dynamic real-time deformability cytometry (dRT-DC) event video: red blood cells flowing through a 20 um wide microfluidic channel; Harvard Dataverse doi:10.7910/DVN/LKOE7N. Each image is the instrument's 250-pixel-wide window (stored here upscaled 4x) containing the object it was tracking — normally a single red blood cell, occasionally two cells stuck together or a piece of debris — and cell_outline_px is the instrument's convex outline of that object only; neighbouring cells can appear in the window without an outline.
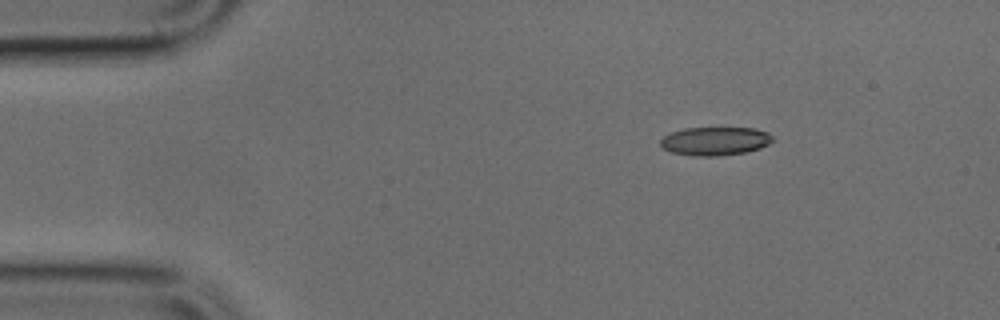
{"species": "common noctule bat (a hibernating species)", "species_latin": "Nyctalus noctula", "temperature_condition": "cold", "stored_images_in_passage": 3, "camera_frame_rate_fps": 3000, "um_per_image_px": 0.085, "animal": {"sex": "male", "body_mass_g": 17.9, "forearm_length_mm": 54.2}, "frame": {"image": 1, "passage_image": 1, "time_ms": 0.0, "image_size_px": [1000, 320], "cell_outline_px": [[772, 140], [768, 144], [760, 148], [744, 152], [716, 156], [696, 156], [672, 152], [664, 148], [660, 144], [660, 140], [664, 136], [672, 132], [684, 128], [756, 128], [768, 132], [772, 136]], "centroid_in_image_um": [60.78, 11.98], "position_along_channel_um": 24.2, "area_um2": 18.44}}
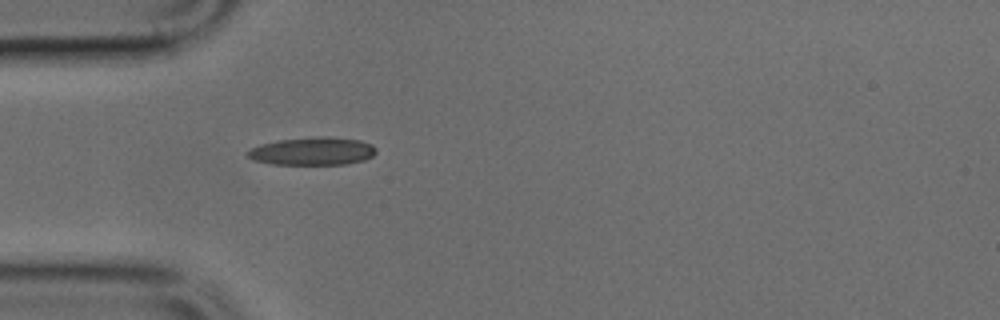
{"frame": {"image": 2, "passage_image": 3, "time_ms": 0.667, "image_size_px": [1000, 320], "cell_outline_px": [[376, 152], [372, 156], [364, 160], [348, 164], [272, 164], [252, 160], [244, 152], [260, 144], [280, 140], [316, 136], [328, 136], [360, 140], [372, 144], [376, 148]], "centroid_in_image_um": [26.57, 12.84], "position_along_channel_um": 58.4, "area_um2": 21.04}}